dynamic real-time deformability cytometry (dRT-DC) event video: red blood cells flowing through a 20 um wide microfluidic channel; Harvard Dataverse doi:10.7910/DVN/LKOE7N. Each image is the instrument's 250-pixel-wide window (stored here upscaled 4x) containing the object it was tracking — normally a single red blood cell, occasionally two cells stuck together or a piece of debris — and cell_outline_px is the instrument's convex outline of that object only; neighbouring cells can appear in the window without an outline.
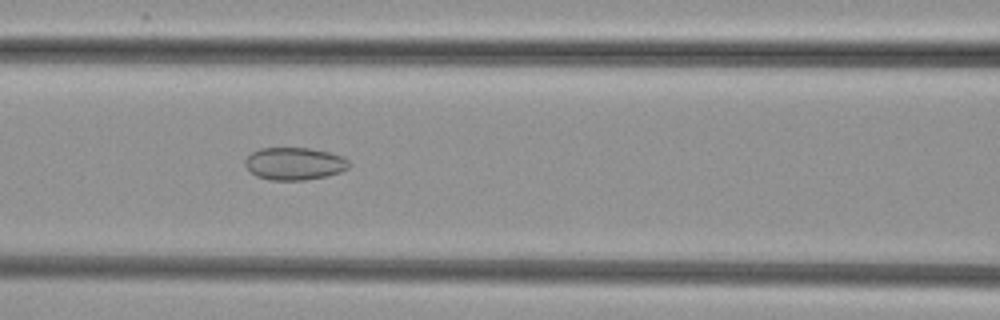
{"species": "common noctule bat (a hibernating species)", "species_latin": "Nyctalus noctula", "temperature_condition": "cold", "stored_images_in_passage": 44, "camera_frame_rate_fps": 3000, "um_per_image_px": 0.085, "animal": {"sex": "female", "body_mass_g": 29.2, "forearm_length_mm": 56.3}, "frame": {"image": 1, "passage_image": 19, "time_ms": 6.0, "image_size_px": [1000, 320], "cell_outline_px": [[352, 164], [348, 168], [340, 172], [328, 176], [304, 180], [268, 180], [256, 176], [244, 164], [244, 160], [252, 152], [260, 148], [308, 148], [328, 152], [344, 156]], "centroid_in_image_um": [25.05, 13.91], "position_along_channel_um": 141.6, "area_um2": 19.83}}
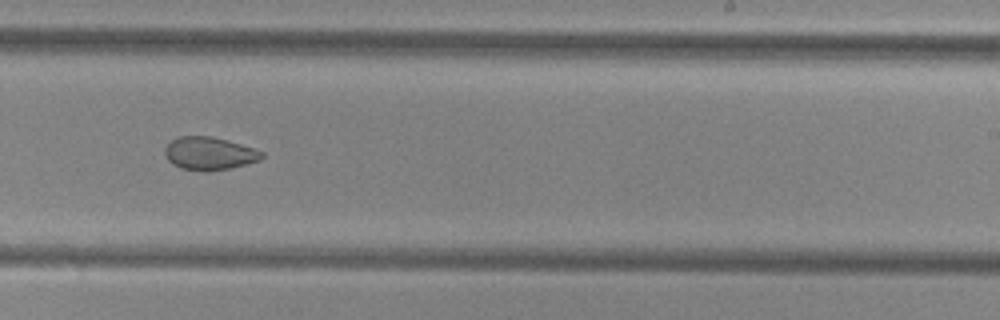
{"frame": {"image": 2, "passage_image": 29, "time_ms": 9.333, "image_size_px": [1000, 320], "cell_outline_px": [[264, 156], [260, 160], [232, 168], [204, 172], [180, 168], [172, 164], [168, 160], [164, 152], [164, 148], [172, 140], [180, 136], [212, 136], [240, 144], [264, 152]], "centroid_in_image_um": [17.78, 13.06], "position_along_channel_um": 271.2, "area_um2": 18.67}}
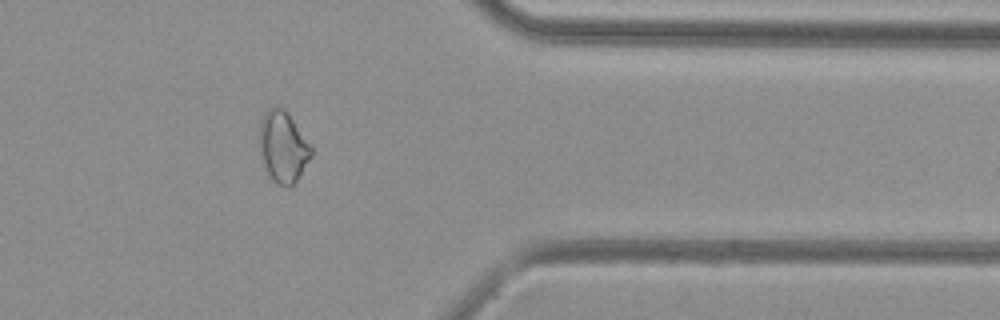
{"frame": {"image": 3, "passage_image": 39, "time_ms": 12.667, "image_size_px": [1000, 320], "cell_outline_px": [[312, 156], [296, 180], [288, 188], [276, 184], [268, 172], [264, 164], [260, 152], [260, 124], [264, 112], [276, 104], [280, 104], [288, 112], [312, 148]], "centroid_in_image_um": [24.05, 12.44], "position_along_channel_um": 387.3, "area_um2": 21.33}}